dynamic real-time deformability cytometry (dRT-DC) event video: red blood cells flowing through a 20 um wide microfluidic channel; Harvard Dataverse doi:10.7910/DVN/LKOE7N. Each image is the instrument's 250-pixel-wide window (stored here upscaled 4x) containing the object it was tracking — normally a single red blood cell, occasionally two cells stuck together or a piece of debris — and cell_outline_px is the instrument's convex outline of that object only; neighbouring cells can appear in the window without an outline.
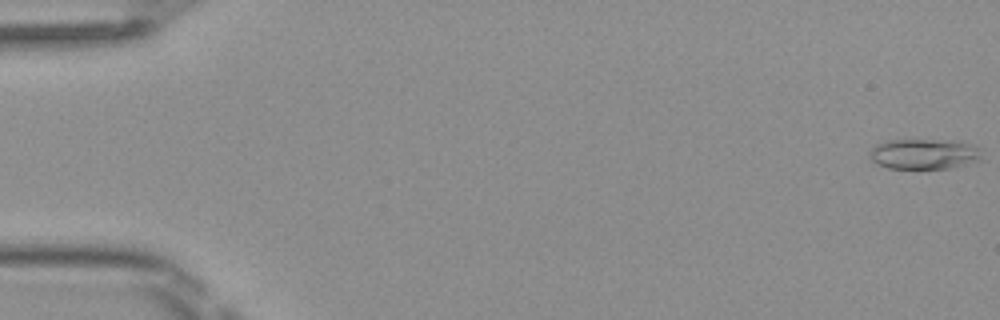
{"species": "Egyptian fruit bat (a non-hibernating species)", "species_latin": "Rousettus aegyptiacus", "temperature_condition": "room temperature", "stored_images_in_passage": 50, "camera_frame_rate_fps": 3000, "um_per_image_px": 0.085, "frame": {"image": 1, "passage_image": 1, "time_ms": 0.0, "image_size_px": [1000, 320], "cell_outline_px": [[980, 160], [948, 168], [888, 168], [876, 164], [868, 156], [868, 152], [876, 144], [888, 140], [956, 140], [976, 144]], "centroid_in_image_um": [78.5, 13.07], "position_along_channel_um": 6.5, "area_um2": 19.83}}
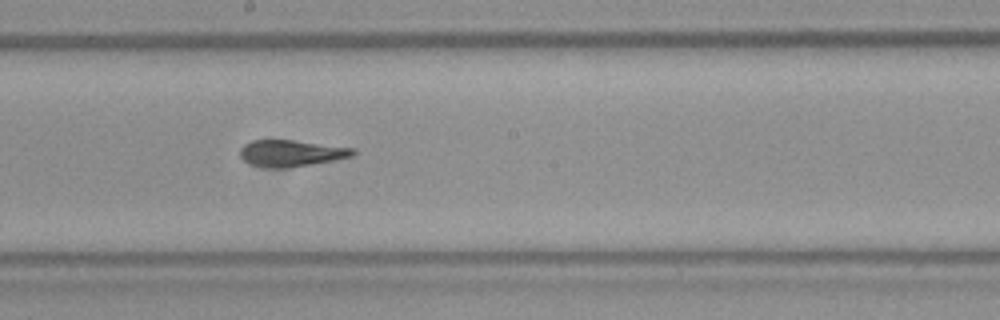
{"frame": {"image": 2, "passage_image": 28, "time_ms": 9.0, "image_size_px": [1000, 320], "cell_outline_px": [[356, 152], [352, 156], [332, 160], [288, 168], [264, 168], [248, 164], [240, 156], [240, 148], [244, 144], [252, 140], [292, 140], [356, 148]], "centroid_in_image_um": [24.71, 13.03], "position_along_channel_um": 223.5, "area_um2": 17.51}}
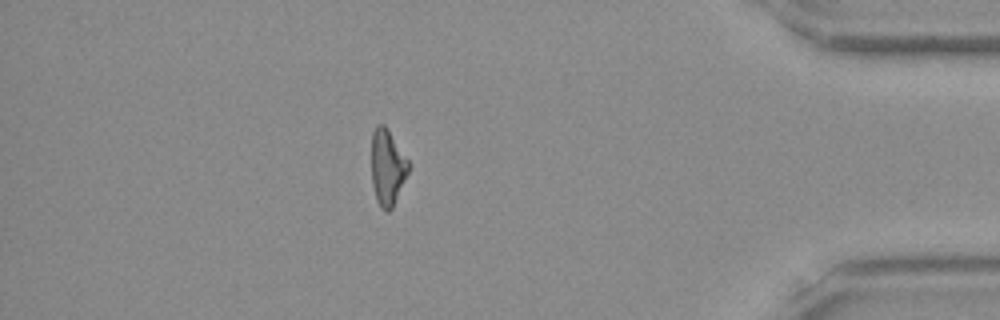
{"frame": {"image": 3, "passage_image": 44, "time_ms": 14.333, "image_size_px": [1000, 320], "cell_outline_px": [[412, 164], [392, 208], [388, 212], [384, 212], [380, 208], [376, 200], [372, 184], [372, 132], [376, 124], [384, 124], [388, 128]], "centroid_in_image_um": [32.94, 14.21], "position_along_channel_um": 402.3, "area_um2": 16.76}, "authors_computed_cell_mechanics": {"area_um2": 17.918, "velocity_mm_per_s": 4.115, "shape_relaxation_time_tau1_ms": null, "shape_relaxation_time_tau2_ms": 2.7915, "deformation_change_tau1": null, "deformation_change_tau2": 0.0946}}